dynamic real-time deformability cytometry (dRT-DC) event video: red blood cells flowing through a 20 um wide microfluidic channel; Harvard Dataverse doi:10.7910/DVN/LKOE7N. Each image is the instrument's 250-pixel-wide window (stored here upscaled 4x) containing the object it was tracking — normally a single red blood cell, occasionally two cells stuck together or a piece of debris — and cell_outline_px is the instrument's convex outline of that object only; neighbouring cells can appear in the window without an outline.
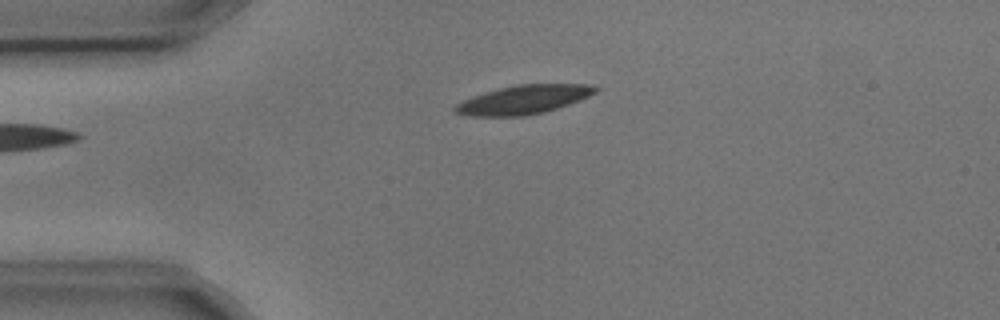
{"species": "common noctule bat (a hibernating species)", "species_latin": "Nyctalus noctula", "temperature_condition": "cold", "stored_images_in_passage": 2, "camera_frame_rate_fps": 3000, "um_per_image_px": 0.085, "animal": {"sex": "male", "body_mass_g": 17.9, "forearm_length_mm": 54.2}, "frame": {"image": 1, "passage_image": 2, "time_ms": 0.333, "image_size_px": [1000, 320], "cell_outline_px": [[600, 88], [596, 92], [580, 100], [544, 112], [524, 116], [468, 116], [456, 112], [452, 108], [456, 104], [472, 96], [484, 92], [516, 84], [592, 84]], "centroid_in_image_um": [44.51, 8.46], "position_along_channel_um": 40.5, "area_um2": 23.52}}